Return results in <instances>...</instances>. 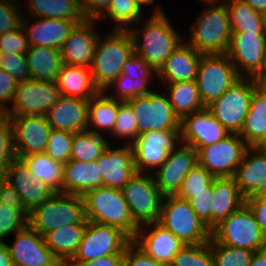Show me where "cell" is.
<instances>
[{
    "instance_id": "cell-1",
    "label": "cell",
    "mask_w": 266,
    "mask_h": 266,
    "mask_svg": "<svg viewBox=\"0 0 266 266\" xmlns=\"http://www.w3.org/2000/svg\"><path fill=\"white\" fill-rule=\"evenodd\" d=\"M157 8L143 24L142 31L136 27L127 30L133 40L134 53L158 71L166 58L183 42V38L171 26L163 10Z\"/></svg>"
},
{
    "instance_id": "cell-2",
    "label": "cell",
    "mask_w": 266,
    "mask_h": 266,
    "mask_svg": "<svg viewBox=\"0 0 266 266\" xmlns=\"http://www.w3.org/2000/svg\"><path fill=\"white\" fill-rule=\"evenodd\" d=\"M133 54L134 44L128 30L114 29L103 39L99 36L90 68L96 87L105 92Z\"/></svg>"
},
{
    "instance_id": "cell-3",
    "label": "cell",
    "mask_w": 266,
    "mask_h": 266,
    "mask_svg": "<svg viewBox=\"0 0 266 266\" xmlns=\"http://www.w3.org/2000/svg\"><path fill=\"white\" fill-rule=\"evenodd\" d=\"M210 6L192 27L188 44L202 55L225 54L231 39L229 14L224 2L202 0Z\"/></svg>"
},
{
    "instance_id": "cell-4",
    "label": "cell",
    "mask_w": 266,
    "mask_h": 266,
    "mask_svg": "<svg viewBox=\"0 0 266 266\" xmlns=\"http://www.w3.org/2000/svg\"><path fill=\"white\" fill-rule=\"evenodd\" d=\"M82 198L87 221L114 226L125 232L131 239L135 237L139 227L131 217L128 203L121 189L99 187L87 191Z\"/></svg>"
},
{
    "instance_id": "cell-5",
    "label": "cell",
    "mask_w": 266,
    "mask_h": 266,
    "mask_svg": "<svg viewBox=\"0 0 266 266\" xmlns=\"http://www.w3.org/2000/svg\"><path fill=\"white\" fill-rule=\"evenodd\" d=\"M87 222L82 196L68 193H53L28 214V225L43 237L60 226Z\"/></svg>"
},
{
    "instance_id": "cell-6",
    "label": "cell",
    "mask_w": 266,
    "mask_h": 266,
    "mask_svg": "<svg viewBox=\"0 0 266 266\" xmlns=\"http://www.w3.org/2000/svg\"><path fill=\"white\" fill-rule=\"evenodd\" d=\"M158 223L185 244H202L211 238V230L192 210L189 201L176 195L163 196Z\"/></svg>"
},
{
    "instance_id": "cell-7",
    "label": "cell",
    "mask_w": 266,
    "mask_h": 266,
    "mask_svg": "<svg viewBox=\"0 0 266 266\" xmlns=\"http://www.w3.org/2000/svg\"><path fill=\"white\" fill-rule=\"evenodd\" d=\"M211 238L219 244L257 251L266 247V235L244 203L211 230Z\"/></svg>"
},
{
    "instance_id": "cell-8",
    "label": "cell",
    "mask_w": 266,
    "mask_h": 266,
    "mask_svg": "<svg viewBox=\"0 0 266 266\" xmlns=\"http://www.w3.org/2000/svg\"><path fill=\"white\" fill-rule=\"evenodd\" d=\"M147 173L136 172L121 188L131 217L138 227L156 223L160 218L163 195L156 185L154 175Z\"/></svg>"
},
{
    "instance_id": "cell-9",
    "label": "cell",
    "mask_w": 266,
    "mask_h": 266,
    "mask_svg": "<svg viewBox=\"0 0 266 266\" xmlns=\"http://www.w3.org/2000/svg\"><path fill=\"white\" fill-rule=\"evenodd\" d=\"M257 87L252 77H240L207 108L229 133H239L249 112L253 91Z\"/></svg>"
},
{
    "instance_id": "cell-10",
    "label": "cell",
    "mask_w": 266,
    "mask_h": 266,
    "mask_svg": "<svg viewBox=\"0 0 266 266\" xmlns=\"http://www.w3.org/2000/svg\"><path fill=\"white\" fill-rule=\"evenodd\" d=\"M239 78L226 53L201 55L196 83L204 106L221 97Z\"/></svg>"
},
{
    "instance_id": "cell-11",
    "label": "cell",
    "mask_w": 266,
    "mask_h": 266,
    "mask_svg": "<svg viewBox=\"0 0 266 266\" xmlns=\"http://www.w3.org/2000/svg\"><path fill=\"white\" fill-rule=\"evenodd\" d=\"M132 239L121 229L88 221L82 240L68 262H87L101 256L124 254Z\"/></svg>"
},
{
    "instance_id": "cell-12",
    "label": "cell",
    "mask_w": 266,
    "mask_h": 266,
    "mask_svg": "<svg viewBox=\"0 0 266 266\" xmlns=\"http://www.w3.org/2000/svg\"><path fill=\"white\" fill-rule=\"evenodd\" d=\"M137 120L138 136L147 131L180 130V119L174 114L166 92L151 91L126 101Z\"/></svg>"
},
{
    "instance_id": "cell-13",
    "label": "cell",
    "mask_w": 266,
    "mask_h": 266,
    "mask_svg": "<svg viewBox=\"0 0 266 266\" xmlns=\"http://www.w3.org/2000/svg\"><path fill=\"white\" fill-rule=\"evenodd\" d=\"M248 147L238 133H230L212 145L198 148V164L214 177H234Z\"/></svg>"
},
{
    "instance_id": "cell-14",
    "label": "cell",
    "mask_w": 266,
    "mask_h": 266,
    "mask_svg": "<svg viewBox=\"0 0 266 266\" xmlns=\"http://www.w3.org/2000/svg\"><path fill=\"white\" fill-rule=\"evenodd\" d=\"M61 92L56 82L24 80L17 84L13 107L3 112L4 116L35 115L45 116L59 100Z\"/></svg>"
},
{
    "instance_id": "cell-15",
    "label": "cell",
    "mask_w": 266,
    "mask_h": 266,
    "mask_svg": "<svg viewBox=\"0 0 266 266\" xmlns=\"http://www.w3.org/2000/svg\"><path fill=\"white\" fill-rule=\"evenodd\" d=\"M180 142V130H151L139 135L132 144L136 172L158 169Z\"/></svg>"
},
{
    "instance_id": "cell-16",
    "label": "cell",
    "mask_w": 266,
    "mask_h": 266,
    "mask_svg": "<svg viewBox=\"0 0 266 266\" xmlns=\"http://www.w3.org/2000/svg\"><path fill=\"white\" fill-rule=\"evenodd\" d=\"M266 36L264 33L232 32L226 52L240 77H254L261 69Z\"/></svg>"
},
{
    "instance_id": "cell-17",
    "label": "cell",
    "mask_w": 266,
    "mask_h": 266,
    "mask_svg": "<svg viewBox=\"0 0 266 266\" xmlns=\"http://www.w3.org/2000/svg\"><path fill=\"white\" fill-rule=\"evenodd\" d=\"M13 128L14 149L17 158L45 152L52 127L46 116H6Z\"/></svg>"
},
{
    "instance_id": "cell-18",
    "label": "cell",
    "mask_w": 266,
    "mask_h": 266,
    "mask_svg": "<svg viewBox=\"0 0 266 266\" xmlns=\"http://www.w3.org/2000/svg\"><path fill=\"white\" fill-rule=\"evenodd\" d=\"M229 134L207 107L180 120V141L195 150L212 145Z\"/></svg>"
},
{
    "instance_id": "cell-19",
    "label": "cell",
    "mask_w": 266,
    "mask_h": 266,
    "mask_svg": "<svg viewBox=\"0 0 266 266\" xmlns=\"http://www.w3.org/2000/svg\"><path fill=\"white\" fill-rule=\"evenodd\" d=\"M9 253L13 266H63L47 247L45 239L29 225L16 232Z\"/></svg>"
},
{
    "instance_id": "cell-20",
    "label": "cell",
    "mask_w": 266,
    "mask_h": 266,
    "mask_svg": "<svg viewBox=\"0 0 266 266\" xmlns=\"http://www.w3.org/2000/svg\"><path fill=\"white\" fill-rule=\"evenodd\" d=\"M175 147L165 162L156 170V185L163 196L176 195L189 171L198 164L197 151L184 143Z\"/></svg>"
},
{
    "instance_id": "cell-21",
    "label": "cell",
    "mask_w": 266,
    "mask_h": 266,
    "mask_svg": "<svg viewBox=\"0 0 266 266\" xmlns=\"http://www.w3.org/2000/svg\"><path fill=\"white\" fill-rule=\"evenodd\" d=\"M145 226H149L148 233L141 226L132 241L157 262L169 266L185 243L158 222Z\"/></svg>"
},
{
    "instance_id": "cell-22",
    "label": "cell",
    "mask_w": 266,
    "mask_h": 266,
    "mask_svg": "<svg viewBox=\"0 0 266 266\" xmlns=\"http://www.w3.org/2000/svg\"><path fill=\"white\" fill-rule=\"evenodd\" d=\"M94 22L85 20L73 28L60 49L64 64L91 68L98 37L101 36L95 32Z\"/></svg>"
},
{
    "instance_id": "cell-23",
    "label": "cell",
    "mask_w": 266,
    "mask_h": 266,
    "mask_svg": "<svg viewBox=\"0 0 266 266\" xmlns=\"http://www.w3.org/2000/svg\"><path fill=\"white\" fill-rule=\"evenodd\" d=\"M102 176L104 187L121 189L136 173L132 145L113 149L108 145L95 160Z\"/></svg>"
},
{
    "instance_id": "cell-24",
    "label": "cell",
    "mask_w": 266,
    "mask_h": 266,
    "mask_svg": "<svg viewBox=\"0 0 266 266\" xmlns=\"http://www.w3.org/2000/svg\"><path fill=\"white\" fill-rule=\"evenodd\" d=\"M6 180L18 192L24 209L28 213L54 193L41 179L31 175L30 169L20 158L11 161Z\"/></svg>"
},
{
    "instance_id": "cell-25",
    "label": "cell",
    "mask_w": 266,
    "mask_h": 266,
    "mask_svg": "<svg viewBox=\"0 0 266 266\" xmlns=\"http://www.w3.org/2000/svg\"><path fill=\"white\" fill-rule=\"evenodd\" d=\"M89 100L61 95L46 113L52 129L71 133L87 130Z\"/></svg>"
},
{
    "instance_id": "cell-26",
    "label": "cell",
    "mask_w": 266,
    "mask_h": 266,
    "mask_svg": "<svg viewBox=\"0 0 266 266\" xmlns=\"http://www.w3.org/2000/svg\"><path fill=\"white\" fill-rule=\"evenodd\" d=\"M78 23L57 18H38L37 22L30 26L25 16H22L21 25L26 32V38L30 46L53 47L61 49L73 28Z\"/></svg>"
},
{
    "instance_id": "cell-27",
    "label": "cell",
    "mask_w": 266,
    "mask_h": 266,
    "mask_svg": "<svg viewBox=\"0 0 266 266\" xmlns=\"http://www.w3.org/2000/svg\"><path fill=\"white\" fill-rule=\"evenodd\" d=\"M201 55L187 42H182L166 58L157 76L164 83L196 80Z\"/></svg>"
},
{
    "instance_id": "cell-28",
    "label": "cell",
    "mask_w": 266,
    "mask_h": 266,
    "mask_svg": "<svg viewBox=\"0 0 266 266\" xmlns=\"http://www.w3.org/2000/svg\"><path fill=\"white\" fill-rule=\"evenodd\" d=\"M265 178L266 151L260 150L256 146H249L234 175L242 196L245 199L254 196L259 191Z\"/></svg>"
},
{
    "instance_id": "cell-29",
    "label": "cell",
    "mask_w": 266,
    "mask_h": 266,
    "mask_svg": "<svg viewBox=\"0 0 266 266\" xmlns=\"http://www.w3.org/2000/svg\"><path fill=\"white\" fill-rule=\"evenodd\" d=\"M104 187L95 160L82 162L69 160L63 166V193L83 196L87 191Z\"/></svg>"
},
{
    "instance_id": "cell-30",
    "label": "cell",
    "mask_w": 266,
    "mask_h": 266,
    "mask_svg": "<svg viewBox=\"0 0 266 266\" xmlns=\"http://www.w3.org/2000/svg\"><path fill=\"white\" fill-rule=\"evenodd\" d=\"M245 203L234 177H215L211 202V230Z\"/></svg>"
},
{
    "instance_id": "cell-31",
    "label": "cell",
    "mask_w": 266,
    "mask_h": 266,
    "mask_svg": "<svg viewBox=\"0 0 266 266\" xmlns=\"http://www.w3.org/2000/svg\"><path fill=\"white\" fill-rule=\"evenodd\" d=\"M56 85L61 95L89 100L100 90L96 87L91 69L85 66L62 64Z\"/></svg>"
},
{
    "instance_id": "cell-32",
    "label": "cell",
    "mask_w": 266,
    "mask_h": 266,
    "mask_svg": "<svg viewBox=\"0 0 266 266\" xmlns=\"http://www.w3.org/2000/svg\"><path fill=\"white\" fill-rule=\"evenodd\" d=\"M26 60L30 79L43 82H56L63 64L60 49L53 47L30 46Z\"/></svg>"
},
{
    "instance_id": "cell-33",
    "label": "cell",
    "mask_w": 266,
    "mask_h": 266,
    "mask_svg": "<svg viewBox=\"0 0 266 266\" xmlns=\"http://www.w3.org/2000/svg\"><path fill=\"white\" fill-rule=\"evenodd\" d=\"M87 224L64 225L44 236L47 247L64 266L75 254Z\"/></svg>"
},
{
    "instance_id": "cell-34",
    "label": "cell",
    "mask_w": 266,
    "mask_h": 266,
    "mask_svg": "<svg viewBox=\"0 0 266 266\" xmlns=\"http://www.w3.org/2000/svg\"><path fill=\"white\" fill-rule=\"evenodd\" d=\"M238 134L249 146H256L266 135L265 88L257 87L253 91L249 112Z\"/></svg>"
},
{
    "instance_id": "cell-35",
    "label": "cell",
    "mask_w": 266,
    "mask_h": 266,
    "mask_svg": "<svg viewBox=\"0 0 266 266\" xmlns=\"http://www.w3.org/2000/svg\"><path fill=\"white\" fill-rule=\"evenodd\" d=\"M20 159L33 177L41 179L54 193H63V163L53 160L45 152L21 156Z\"/></svg>"
},
{
    "instance_id": "cell-36",
    "label": "cell",
    "mask_w": 266,
    "mask_h": 266,
    "mask_svg": "<svg viewBox=\"0 0 266 266\" xmlns=\"http://www.w3.org/2000/svg\"><path fill=\"white\" fill-rule=\"evenodd\" d=\"M27 3L30 16L36 19L57 18L78 24L86 20L82 5L76 0H28Z\"/></svg>"
},
{
    "instance_id": "cell-37",
    "label": "cell",
    "mask_w": 266,
    "mask_h": 266,
    "mask_svg": "<svg viewBox=\"0 0 266 266\" xmlns=\"http://www.w3.org/2000/svg\"><path fill=\"white\" fill-rule=\"evenodd\" d=\"M174 114L181 120L184 116L205 108L199 96L196 80L165 83Z\"/></svg>"
},
{
    "instance_id": "cell-38",
    "label": "cell",
    "mask_w": 266,
    "mask_h": 266,
    "mask_svg": "<svg viewBox=\"0 0 266 266\" xmlns=\"http://www.w3.org/2000/svg\"><path fill=\"white\" fill-rule=\"evenodd\" d=\"M119 109V100L110 98L106 92L100 91L88 102L87 130L101 134L96 128L112 133ZM95 127L94 129L92 128Z\"/></svg>"
},
{
    "instance_id": "cell-39",
    "label": "cell",
    "mask_w": 266,
    "mask_h": 266,
    "mask_svg": "<svg viewBox=\"0 0 266 266\" xmlns=\"http://www.w3.org/2000/svg\"><path fill=\"white\" fill-rule=\"evenodd\" d=\"M109 145L101 134L81 131L73 134L71 160L89 162L96 160Z\"/></svg>"
},
{
    "instance_id": "cell-40",
    "label": "cell",
    "mask_w": 266,
    "mask_h": 266,
    "mask_svg": "<svg viewBox=\"0 0 266 266\" xmlns=\"http://www.w3.org/2000/svg\"><path fill=\"white\" fill-rule=\"evenodd\" d=\"M226 4L232 32L263 33L260 13L243 0H227Z\"/></svg>"
},
{
    "instance_id": "cell-41",
    "label": "cell",
    "mask_w": 266,
    "mask_h": 266,
    "mask_svg": "<svg viewBox=\"0 0 266 266\" xmlns=\"http://www.w3.org/2000/svg\"><path fill=\"white\" fill-rule=\"evenodd\" d=\"M141 15L142 8L136 0H110L109 8L102 17L115 21V29L127 30L134 22L140 24Z\"/></svg>"
},
{
    "instance_id": "cell-42",
    "label": "cell",
    "mask_w": 266,
    "mask_h": 266,
    "mask_svg": "<svg viewBox=\"0 0 266 266\" xmlns=\"http://www.w3.org/2000/svg\"><path fill=\"white\" fill-rule=\"evenodd\" d=\"M214 266H250L255 251L219 244L210 238Z\"/></svg>"
},
{
    "instance_id": "cell-43",
    "label": "cell",
    "mask_w": 266,
    "mask_h": 266,
    "mask_svg": "<svg viewBox=\"0 0 266 266\" xmlns=\"http://www.w3.org/2000/svg\"><path fill=\"white\" fill-rule=\"evenodd\" d=\"M214 176L200 164H196L182 181L177 197L189 200L195 193L213 192Z\"/></svg>"
},
{
    "instance_id": "cell-44",
    "label": "cell",
    "mask_w": 266,
    "mask_h": 266,
    "mask_svg": "<svg viewBox=\"0 0 266 266\" xmlns=\"http://www.w3.org/2000/svg\"><path fill=\"white\" fill-rule=\"evenodd\" d=\"M169 266H214L210 241L185 244L173 257Z\"/></svg>"
},
{
    "instance_id": "cell-45",
    "label": "cell",
    "mask_w": 266,
    "mask_h": 266,
    "mask_svg": "<svg viewBox=\"0 0 266 266\" xmlns=\"http://www.w3.org/2000/svg\"><path fill=\"white\" fill-rule=\"evenodd\" d=\"M149 81V79H133L121 73L107 88L108 90L111 87H117L116 95H109V97L124 102L131 98L145 96L152 91L151 88L149 90Z\"/></svg>"
},
{
    "instance_id": "cell-46",
    "label": "cell",
    "mask_w": 266,
    "mask_h": 266,
    "mask_svg": "<svg viewBox=\"0 0 266 266\" xmlns=\"http://www.w3.org/2000/svg\"><path fill=\"white\" fill-rule=\"evenodd\" d=\"M111 134L115 137L117 136L119 139L128 138L126 142L127 145H132L138 137L137 120L133 109L126 101L123 102L119 100L118 114Z\"/></svg>"
},
{
    "instance_id": "cell-47",
    "label": "cell",
    "mask_w": 266,
    "mask_h": 266,
    "mask_svg": "<svg viewBox=\"0 0 266 266\" xmlns=\"http://www.w3.org/2000/svg\"><path fill=\"white\" fill-rule=\"evenodd\" d=\"M28 212L24 208L9 207L0 203V241L28 225Z\"/></svg>"
},
{
    "instance_id": "cell-48",
    "label": "cell",
    "mask_w": 266,
    "mask_h": 266,
    "mask_svg": "<svg viewBox=\"0 0 266 266\" xmlns=\"http://www.w3.org/2000/svg\"><path fill=\"white\" fill-rule=\"evenodd\" d=\"M73 133L52 129L49 135L45 153L53 160L63 164L70 160Z\"/></svg>"
},
{
    "instance_id": "cell-49",
    "label": "cell",
    "mask_w": 266,
    "mask_h": 266,
    "mask_svg": "<svg viewBox=\"0 0 266 266\" xmlns=\"http://www.w3.org/2000/svg\"><path fill=\"white\" fill-rule=\"evenodd\" d=\"M0 69L6 71L18 83L29 80L30 72L26 55L15 53H0Z\"/></svg>"
},
{
    "instance_id": "cell-50",
    "label": "cell",
    "mask_w": 266,
    "mask_h": 266,
    "mask_svg": "<svg viewBox=\"0 0 266 266\" xmlns=\"http://www.w3.org/2000/svg\"><path fill=\"white\" fill-rule=\"evenodd\" d=\"M29 47V41L26 38L22 25L13 31L0 35V53L26 55Z\"/></svg>"
},
{
    "instance_id": "cell-51",
    "label": "cell",
    "mask_w": 266,
    "mask_h": 266,
    "mask_svg": "<svg viewBox=\"0 0 266 266\" xmlns=\"http://www.w3.org/2000/svg\"><path fill=\"white\" fill-rule=\"evenodd\" d=\"M15 3L16 0H0V35L13 31L21 25L23 14H20L22 13L20 5Z\"/></svg>"
},
{
    "instance_id": "cell-52",
    "label": "cell",
    "mask_w": 266,
    "mask_h": 266,
    "mask_svg": "<svg viewBox=\"0 0 266 266\" xmlns=\"http://www.w3.org/2000/svg\"><path fill=\"white\" fill-rule=\"evenodd\" d=\"M122 73L133 79H150L152 74H155V76L157 75V70L142 57L134 53L123 64Z\"/></svg>"
},
{
    "instance_id": "cell-53",
    "label": "cell",
    "mask_w": 266,
    "mask_h": 266,
    "mask_svg": "<svg viewBox=\"0 0 266 266\" xmlns=\"http://www.w3.org/2000/svg\"><path fill=\"white\" fill-rule=\"evenodd\" d=\"M213 192L195 193L188 201L199 219L211 230V202Z\"/></svg>"
},
{
    "instance_id": "cell-54",
    "label": "cell",
    "mask_w": 266,
    "mask_h": 266,
    "mask_svg": "<svg viewBox=\"0 0 266 266\" xmlns=\"http://www.w3.org/2000/svg\"><path fill=\"white\" fill-rule=\"evenodd\" d=\"M123 266H166L157 262L146 254L133 241H131L124 252Z\"/></svg>"
},
{
    "instance_id": "cell-55",
    "label": "cell",
    "mask_w": 266,
    "mask_h": 266,
    "mask_svg": "<svg viewBox=\"0 0 266 266\" xmlns=\"http://www.w3.org/2000/svg\"><path fill=\"white\" fill-rule=\"evenodd\" d=\"M0 150L11 160L17 158L14 149L13 128L8 117L4 115L0 118Z\"/></svg>"
},
{
    "instance_id": "cell-56",
    "label": "cell",
    "mask_w": 266,
    "mask_h": 266,
    "mask_svg": "<svg viewBox=\"0 0 266 266\" xmlns=\"http://www.w3.org/2000/svg\"><path fill=\"white\" fill-rule=\"evenodd\" d=\"M17 84L10 74L0 69V112L3 113L8 108L6 103L13 100Z\"/></svg>"
},
{
    "instance_id": "cell-57",
    "label": "cell",
    "mask_w": 266,
    "mask_h": 266,
    "mask_svg": "<svg viewBox=\"0 0 266 266\" xmlns=\"http://www.w3.org/2000/svg\"><path fill=\"white\" fill-rule=\"evenodd\" d=\"M110 0H85L82 11L86 20H101L109 8ZM105 11V12H104Z\"/></svg>"
},
{
    "instance_id": "cell-58",
    "label": "cell",
    "mask_w": 266,
    "mask_h": 266,
    "mask_svg": "<svg viewBox=\"0 0 266 266\" xmlns=\"http://www.w3.org/2000/svg\"><path fill=\"white\" fill-rule=\"evenodd\" d=\"M0 203L13 208H24L18 192L6 180H0Z\"/></svg>"
},
{
    "instance_id": "cell-59",
    "label": "cell",
    "mask_w": 266,
    "mask_h": 266,
    "mask_svg": "<svg viewBox=\"0 0 266 266\" xmlns=\"http://www.w3.org/2000/svg\"><path fill=\"white\" fill-rule=\"evenodd\" d=\"M245 203L249 206L254 214L256 222L259 224L262 232L266 235V200L251 196L245 199Z\"/></svg>"
},
{
    "instance_id": "cell-60",
    "label": "cell",
    "mask_w": 266,
    "mask_h": 266,
    "mask_svg": "<svg viewBox=\"0 0 266 266\" xmlns=\"http://www.w3.org/2000/svg\"><path fill=\"white\" fill-rule=\"evenodd\" d=\"M124 254L101 256L87 262H67L64 266H123Z\"/></svg>"
},
{
    "instance_id": "cell-61",
    "label": "cell",
    "mask_w": 266,
    "mask_h": 266,
    "mask_svg": "<svg viewBox=\"0 0 266 266\" xmlns=\"http://www.w3.org/2000/svg\"><path fill=\"white\" fill-rule=\"evenodd\" d=\"M253 80L258 85V87L264 88L266 86V47L264 51L263 61L261 64V69L253 77Z\"/></svg>"
},
{
    "instance_id": "cell-62",
    "label": "cell",
    "mask_w": 266,
    "mask_h": 266,
    "mask_svg": "<svg viewBox=\"0 0 266 266\" xmlns=\"http://www.w3.org/2000/svg\"><path fill=\"white\" fill-rule=\"evenodd\" d=\"M0 266H13L8 244L0 241Z\"/></svg>"
},
{
    "instance_id": "cell-63",
    "label": "cell",
    "mask_w": 266,
    "mask_h": 266,
    "mask_svg": "<svg viewBox=\"0 0 266 266\" xmlns=\"http://www.w3.org/2000/svg\"><path fill=\"white\" fill-rule=\"evenodd\" d=\"M11 161L12 160L0 150V180L7 178V172Z\"/></svg>"
},
{
    "instance_id": "cell-64",
    "label": "cell",
    "mask_w": 266,
    "mask_h": 266,
    "mask_svg": "<svg viewBox=\"0 0 266 266\" xmlns=\"http://www.w3.org/2000/svg\"><path fill=\"white\" fill-rule=\"evenodd\" d=\"M250 266H266V247L255 251Z\"/></svg>"
},
{
    "instance_id": "cell-65",
    "label": "cell",
    "mask_w": 266,
    "mask_h": 266,
    "mask_svg": "<svg viewBox=\"0 0 266 266\" xmlns=\"http://www.w3.org/2000/svg\"><path fill=\"white\" fill-rule=\"evenodd\" d=\"M250 8L262 13L266 11V0H243Z\"/></svg>"
},
{
    "instance_id": "cell-66",
    "label": "cell",
    "mask_w": 266,
    "mask_h": 266,
    "mask_svg": "<svg viewBox=\"0 0 266 266\" xmlns=\"http://www.w3.org/2000/svg\"><path fill=\"white\" fill-rule=\"evenodd\" d=\"M253 197L266 200V178L262 183L259 191Z\"/></svg>"
},
{
    "instance_id": "cell-67",
    "label": "cell",
    "mask_w": 266,
    "mask_h": 266,
    "mask_svg": "<svg viewBox=\"0 0 266 266\" xmlns=\"http://www.w3.org/2000/svg\"><path fill=\"white\" fill-rule=\"evenodd\" d=\"M260 17H261V24H262L263 33L266 36V11L260 13Z\"/></svg>"
},
{
    "instance_id": "cell-68",
    "label": "cell",
    "mask_w": 266,
    "mask_h": 266,
    "mask_svg": "<svg viewBox=\"0 0 266 266\" xmlns=\"http://www.w3.org/2000/svg\"><path fill=\"white\" fill-rule=\"evenodd\" d=\"M256 147L260 150L266 151V135L263 139L256 145Z\"/></svg>"
},
{
    "instance_id": "cell-69",
    "label": "cell",
    "mask_w": 266,
    "mask_h": 266,
    "mask_svg": "<svg viewBox=\"0 0 266 266\" xmlns=\"http://www.w3.org/2000/svg\"><path fill=\"white\" fill-rule=\"evenodd\" d=\"M137 3L142 7V5H151L155 0H136Z\"/></svg>"
},
{
    "instance_id": "cell-70",
    "label": "cell",
    "mask_w": 266,
    "mask_h": 266,
    "mask_svg": "<svg viewBox=\"0 0 266 266\" xmlns=\"http://www.w3.org/2000/svg\"><path fill=\"white\" fill-rule=\"evenodd\" d=\"M77 2H79L81 5H83L85 0H76Z\"/></svg>"
},
{
    "instance_id": "cell-71",
    "label": "cell",
    "mask_w": 266,
    "mask_h": 266,
    "mask_svg": "<svg viewBox=\"0 0 266 266\" xmlns=\"http://www.w3.org/2000/svg\"><path fill=\"white\" fill-rule=\"evenodd\" d=\"M214 1H216V2H217V1H220V2H225V1H227V0H214Z\"/></svg>"
}]
</instances>
